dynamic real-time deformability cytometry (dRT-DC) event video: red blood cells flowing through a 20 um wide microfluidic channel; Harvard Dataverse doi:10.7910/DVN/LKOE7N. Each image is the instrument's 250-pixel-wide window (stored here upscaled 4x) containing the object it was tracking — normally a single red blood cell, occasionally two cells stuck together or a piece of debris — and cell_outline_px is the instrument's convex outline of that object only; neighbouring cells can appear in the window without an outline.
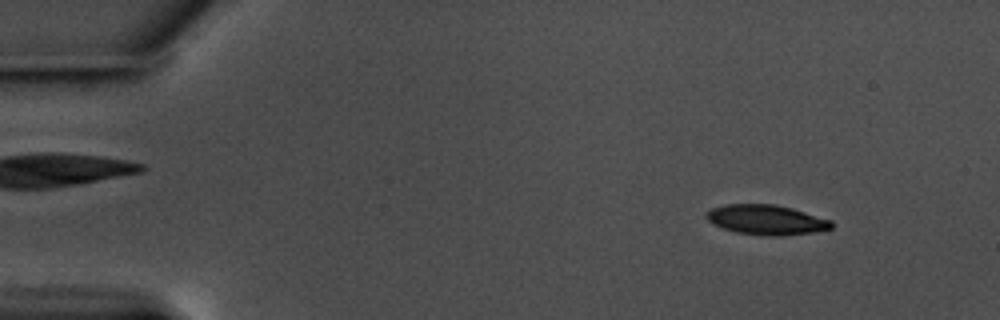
{"species": "common noctule bat (a hibernating species)", "species_latin": "Nyctalus noctula", "temperature_condition": "warm", "stored_images_in_passage": 57, "camera_frame_rate_fps": 3000, "um_per_image_px": 0.085, "animal": {"sex": "male", "body_mass_g": 17.5, "forearm_length_mm": 52.3}, "frame": {"image": 1, "passage_image": 6, "time_ms": 1.667, "image_size_px": [1000, 320], "cell_outline_px": [[832, 228], [812, 232], [780, 236], [768, 236], [736, 232], [712, 224], [704, 216], [712, 208], [724, 204], [776, 204], [792, 208], [832, 220]], "centroid_in_image_um": [65.12, 18.67], "position_along_channel_um": 19.9, "area_um2": 21.73}}
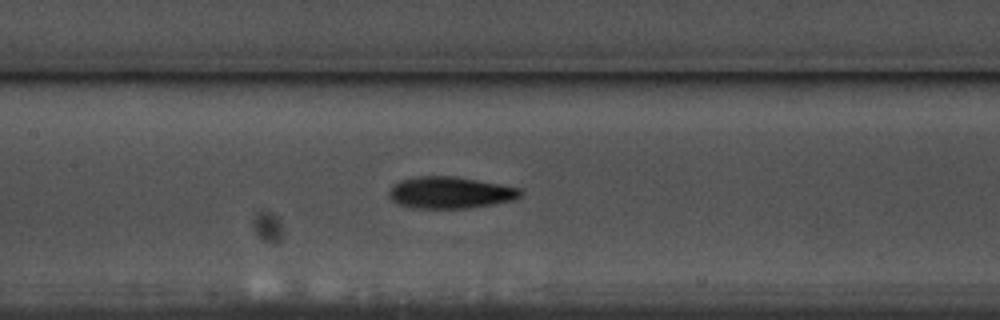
{"frame": {"image": 2, "passage_image": 27, "time_ms": 8.667, "image_size_px": [1000, 320], "cell_outline_px": [[524, 192], [520, 196], [512, 200], [492, 204], [468, 208], [412, 208], [396, 204], [388, 196], [388, 192], [400, 180], [416, 176], [456, 176], [520, 188]], "centroid_in_image_um": [38.24, 16.37], "position_along_channel_um": 169.2, "area_um2": 24.28}}
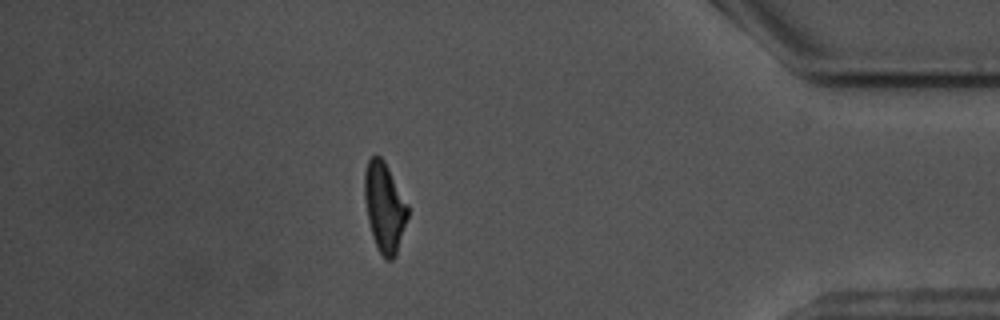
{"frame": {"image": 3, "passage_image": 50, "time_ms": 16.333, "image_size_px": [1000, 320], "cell_outline_px": [[408, 216], [396, 256], [392, 260], [384, 260], [372, 236], [368, 220], [364, 200], [364, 172], [368, 160], [372, 156], [380, 156], [384, 160], [408, 204]], "centroid_in_image_um": [32.67, 17.62], "position_along_channel_um": 402.5, "area_um2": 22.6}, "authors_computed_cell_mechanics": {"area_um2": 22.831, "velocity_mm_per_s": 3.5514, "shape_relaxation_time_tau1_ms": 3.0278, "shape_relaxation_time_tau2_ms": 5.7913, "deformation_change_tau1": 0.1581, "deformation_change_tau2": 0.1325}}